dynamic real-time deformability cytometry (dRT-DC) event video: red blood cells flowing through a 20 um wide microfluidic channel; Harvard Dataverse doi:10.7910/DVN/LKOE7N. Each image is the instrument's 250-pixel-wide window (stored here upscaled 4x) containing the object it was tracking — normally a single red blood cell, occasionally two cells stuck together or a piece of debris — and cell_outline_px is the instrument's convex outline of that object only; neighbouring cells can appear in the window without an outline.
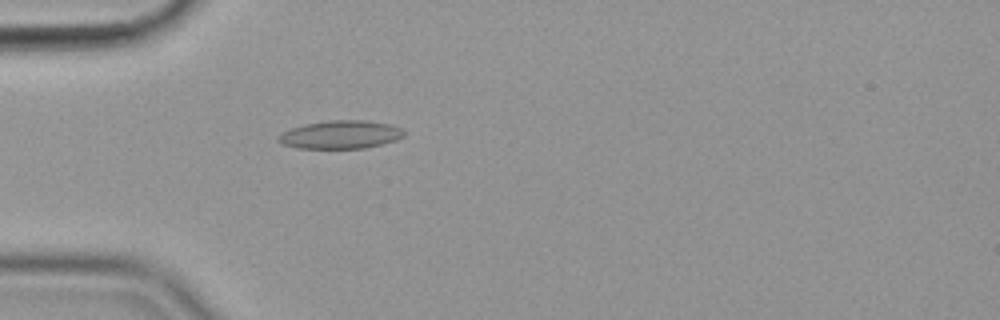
{"species": "common noctule bat (a hibernating species)", "species_latin": "Nyctalus noctula", "temperature_condition": "cold", "stored_images_in_passage": 56, "camera_frame_rate_fps": 3000, "um_per_image_px": 0.085, "animal": {"sex": "female", "body_mass_g": 19.9}, "frame": {"image": 1, "passage_image": 17, "time_ms": 5.333, "image_size_px": [1000, 320], "cell_outline_px": [[404, 136], [396, 140], [364, 148], [296, 148], [280, 144], [276, 140], [276, 136], [280, 132], [304, 124], [328, 120], [364, 120], [388, 124], [400, 128], [404, 132]], "centroid_in_image_um": [28.86, 11.44], "position_along_channel_um": 56.1, "area_um2": 20.69}}
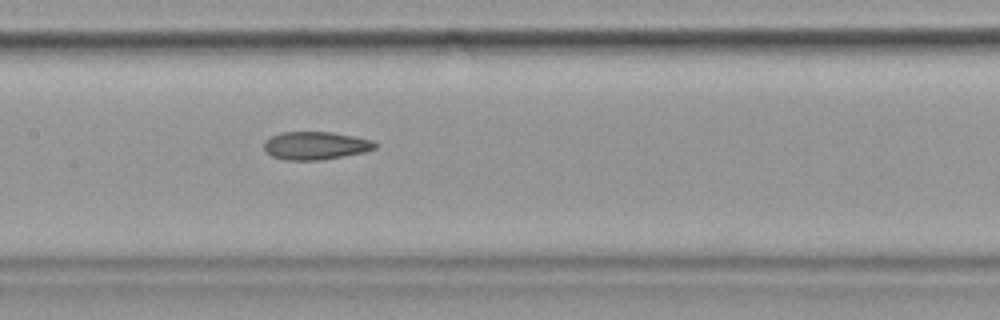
{"frame": {"image": 2, "passage_image": 28, "time_ms": 9.0, "image_size_px": [1000, 320], "cell_outline_px": [[376, 148], [364, 152], [320, 160], [288, 160], [272, 156], [264, 148], [264, 140], [280, 132], [332, 132], [372, 140], [376, 144]], "centroid_in_image_um": [26.8, 12.37], "position_along_channel_um": 180.6, "area_um2": 17.92}}
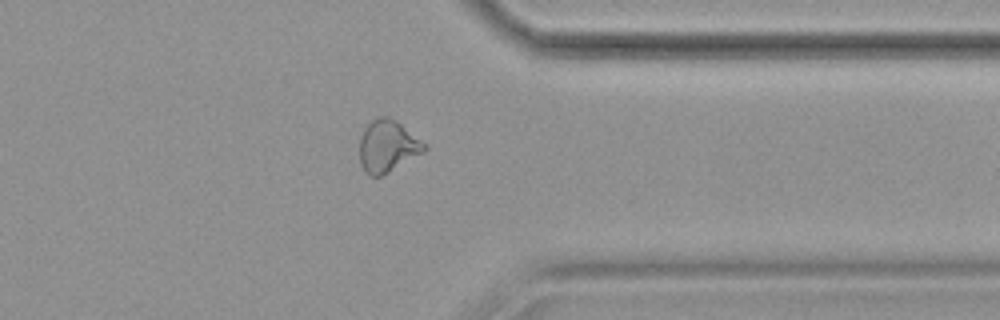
{"frame": {"image": 3, "passage_image": 45, "time_ms": 14.667, "image_size_px": [1000, 320], "cell_outline_px": [[428, 148], [424, 152], [388, 172], [380, 176], [368, 176], [360, 164], [360, 136], [364, 128], [372, 120], [380, 116], [388, 116], [396, 120], [428, 144]], "centroid_in_image_um": [32.96, 12.41], "position_along_channel_um": 378.4, "area_um2": 19.77}, "authors_computed_cell_mechanics": {"area_um2": 18.8717, "velocity_mm_per_s": 3.5775, "shape_relaxation_time_tau1_ms": 7.6393, "shape_relaxation_time_tau2_ms": 2.5314, "deformation_change_tau1": 0.176, "deformation_change_tau2": 0.0983}}